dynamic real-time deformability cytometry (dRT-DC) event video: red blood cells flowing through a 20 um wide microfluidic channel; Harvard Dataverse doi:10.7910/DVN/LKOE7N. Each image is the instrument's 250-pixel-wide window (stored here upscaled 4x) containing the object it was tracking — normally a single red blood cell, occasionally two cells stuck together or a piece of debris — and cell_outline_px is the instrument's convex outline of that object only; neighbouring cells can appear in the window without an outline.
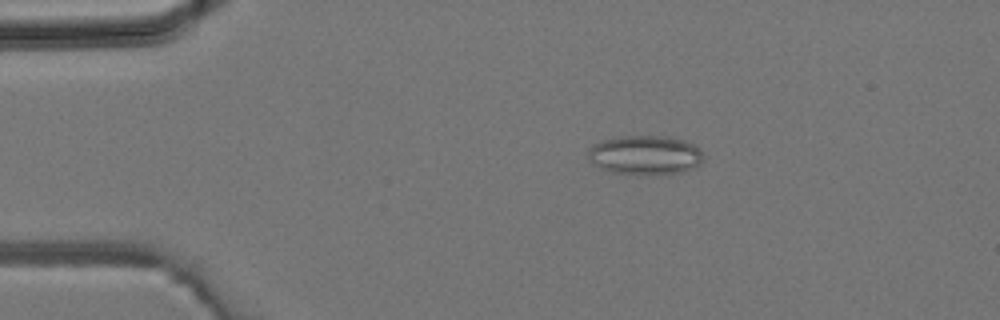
{"species": "common noctule bat (a hibernating species)", "species_latin": "Nyctalus noctula", "temperature_condition": "room temperature", "stored_images_in_passage": 37, "camera_frame_rate_fps": 3000, "um_per_image_px": 0.085, "animal": {"sex": "male", "body_mass_g": 19.2, "forearm_length_mm": 51.8}, "frame": {"image": 1, "passage_image": 4, "time_ms": 1.0, "image_size_px": [1000, 320], "cell_outline_px": [[704, 160], [700, 164], [692, 168], [680, 172], [656, 176], [640, 176], [612, 172], [600, 168], [592, 164], [588, 160], [588, 148], [592, 144], [604, 140], [620, 136], [668, 136], [684, 140], [700, 148], [704, 156]], "centroid_in_image_um": [54.83, 13.2], "position_along_channel_um": 30.2, "area_um2": 27.11}}
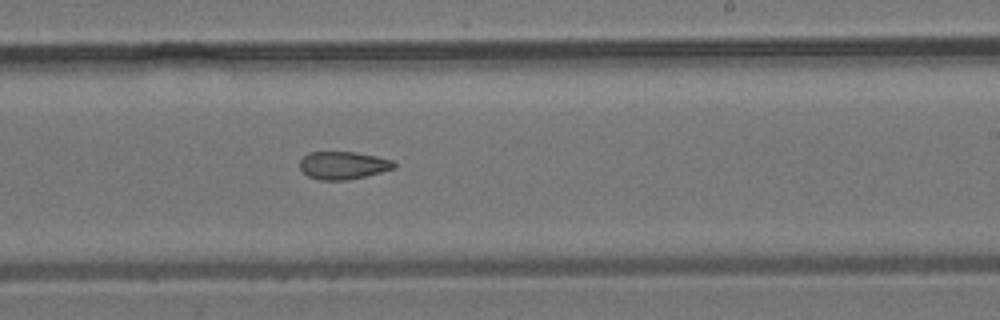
{"frame": {"image": 2, "passage_image": 21, "time_ms": 6.667, "image_size_px": [1000, 320], "cell_outline_px": [[396, 168], [364, 176], [344, 180], [320, 180], [308, 176], [300, 168], [300, 160], [308, 152], [356, 152], [376, 156], [392, 160], [396, 164]], "centroid_in_image_um": [29.16, 14.04], "position_along_channel_um": 259.8, "area_um2": 15.14}}
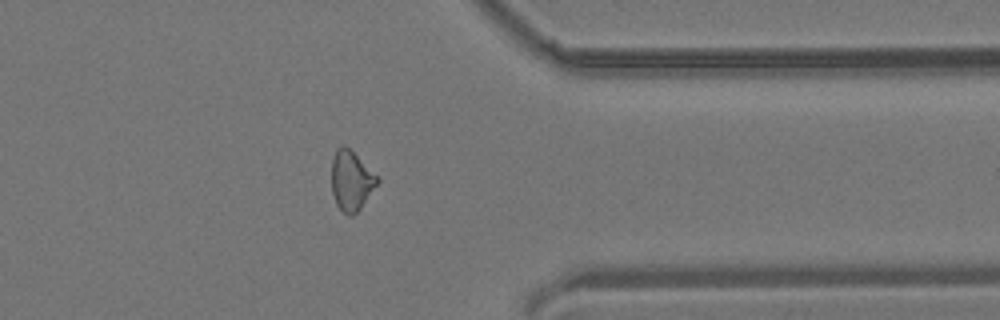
{"frame": {"image": 3, "passage_image": 29, "time_ms": 9.333, "image_size_px": [1000, 320], "cell_outline_px": [[380, 180], [360, 208], [352, 216], [348, 216], [336, 204], [332, 192], [332, 160], [336, 148], [340, 144], [344, 144]], "centroid_in_image_um": [29.82, 15.36], "position_along_channel_um": 381.6, "area_um2": 15.49}}